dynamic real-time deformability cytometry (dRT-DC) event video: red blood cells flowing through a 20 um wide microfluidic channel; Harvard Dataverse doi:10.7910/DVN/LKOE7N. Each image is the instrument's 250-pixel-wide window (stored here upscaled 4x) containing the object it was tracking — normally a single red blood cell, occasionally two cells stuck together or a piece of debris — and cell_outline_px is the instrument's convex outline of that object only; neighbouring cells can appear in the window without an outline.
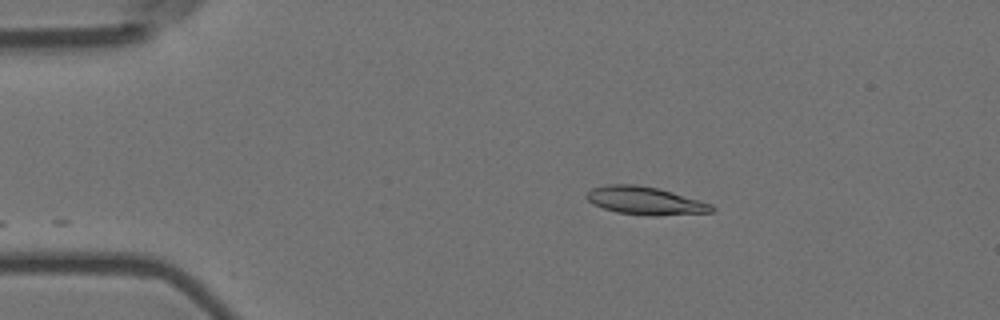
{"species": "Egyptian fruit bat (a non-hibernating species)", "species_latin": "Rousettus aegyptiacus", "temperature_condition": "room temperature", "stored_images_in_passage": 33, "camera_frame_rate_fps": 3000, "um_per_image_px": 0.085, "animal": {"sex": "female"}, "frame": {"image": 1, "passage_image": 1, "time_ms": 0.0, "image_size_px": [1000, 320], "cell_outline_px": [[716, 208], [712, 212], [656, 216], [648, 216], [616, 212], [592, 204], [584, 196], [592, 188], [608, 184], [636, 184], [656, 188], [672, 192], [712, 204]], "centroid_in_image_um": [54.82, 17.06], "position_along_channel_um": 30.2, "area_um2": 20.4}}
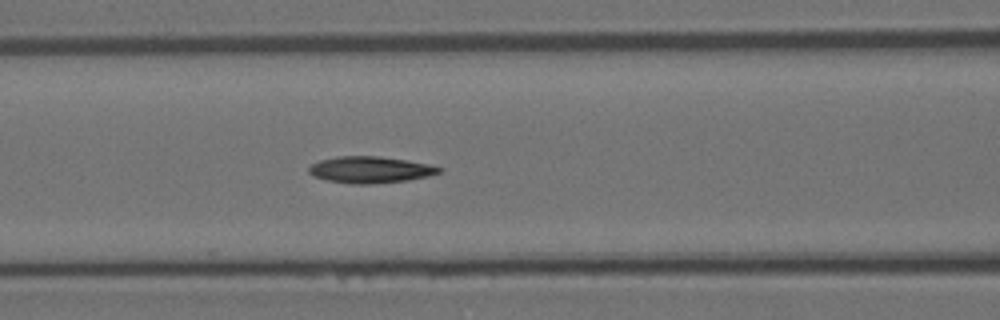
{"frame": {"image": 2, "passage_image": 14, "time_ms": 4.333, "image_size_px": [1000, 320], "cell_outline_px": [[444, 168], [440, 172], [428, 176], [408, 180], [368, 184], [352, 184], [328, 180], [312, 176], [308, 172], [308, 168], [312, 164], [320, 160], [336, 156], [380, 156], [408, 160], [432, 164]], "centroid_in_image_um": [31.49, 14.41], "position_along_channel_um": 135.1, "area_um2": 20.29}}
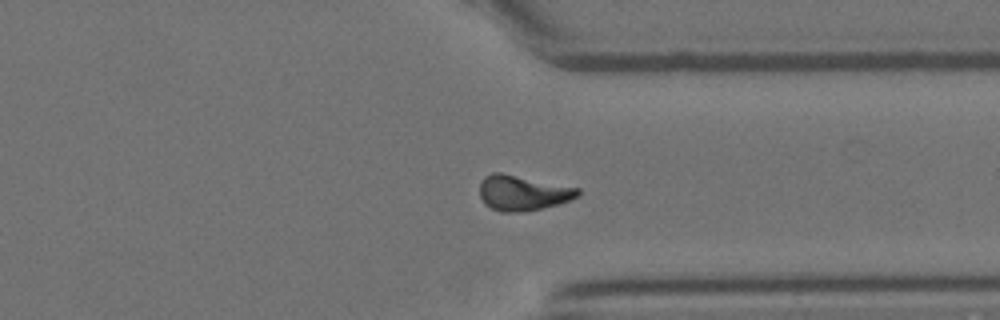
{"frame": {"image": 3, "passage_image": 33, "time_ms": 10.667, "image_size_px": [1000, 320], "cell_outline_px": [[580, 196], [556, 204], [540, 208], [520, 212], [500, 212], [484, 204], [480, 196], [480, 184], [484, 176], [492, 172], [500, 172], [580, 188]], "centroid_in_image_um": [44.41, 16.38], "position_along_channel_um": 367.0, "area_um2": 20.06}, "authors_computed_cell_mechanics": {"area_um2": 19.5364, "velocity_mm_per_s": 3.6601, "shape_relaxation_time_tau1_ms": 5.7452, "shape_relaxation_time_tau2_ms": null, "deformation_change_tau1": 0.1435, "deformation_change_tau2": null}}